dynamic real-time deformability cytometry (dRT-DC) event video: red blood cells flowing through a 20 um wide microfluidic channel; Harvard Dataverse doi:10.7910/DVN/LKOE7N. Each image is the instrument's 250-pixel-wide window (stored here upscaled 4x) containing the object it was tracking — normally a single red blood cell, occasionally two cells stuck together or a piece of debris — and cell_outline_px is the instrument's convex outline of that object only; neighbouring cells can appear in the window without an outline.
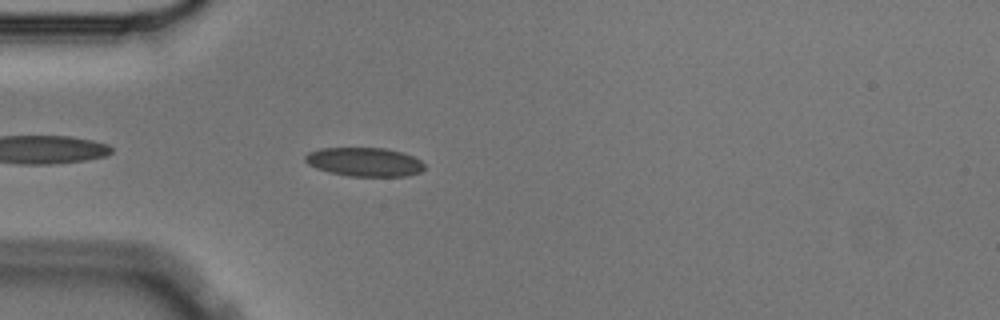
{"species": "Egyptian fruit bat (a non-hibernating species)", "species_latin": "Rousettus aegyptiacus", "temperature_condition": "cold", "stored_images_in_passage": 44, "camera_frame_rate_fps": 3000, "um_per_image_px": 0.085, "animal": {"sex": "male"}, "frame": {"image": 1, "passage_image": 4, "time_ms": 1.0, "image_size_px": [1000, 320], "cell_outline_px": [[424, 168], [420, 172], [408, 176], [348, 176], [328, 172], [316, 168], [308, 164], [304, 160], [304, 156], [308, 152], [320, 148], [384, 148], [400, 152], [412, 156], [420, 160], [424, 164]], "centroid_in_image_um": [30.95, 13.77], "position_along_channel_um": 54.1, "area_um2": 20.06}}
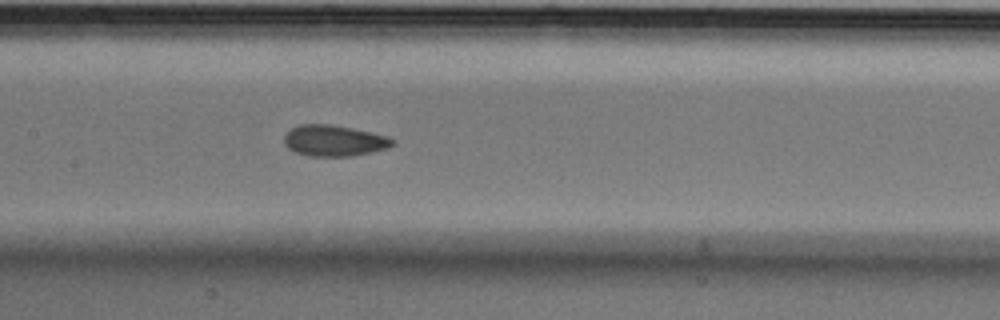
{"frame": {"image": 2, "passage_image": 15, "time_ms": 4.667, "image_size_px": [1000, 320], "cell_outline_px": [[396, 144], [388, 148], [372, 152], [352, 156], [308, 156], [296, 152], [288, 148], [284, 144], [284, 136], [292, 128], [300, 124], [332, 124], [352, 128], [388, 136], [396, 140]], "centroid_in_image_um": [28.43, 11.96], "position_along_channel_um": 179.0, "area_um2": 19.77}}
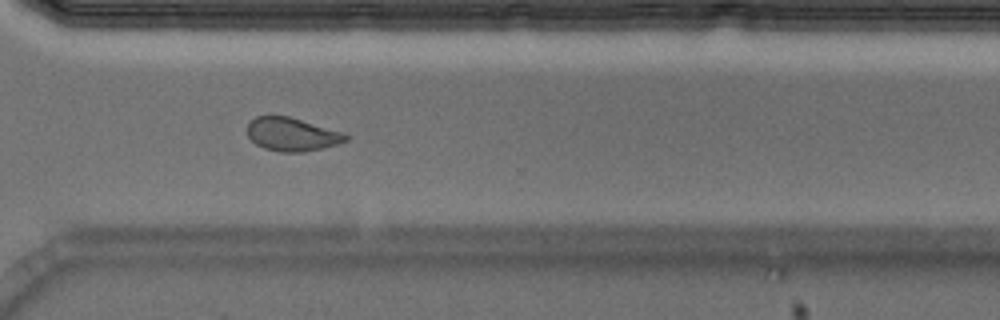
{"frame": {"image": 3, "passage_image": 29, "time_ms": 9.333, "image_size_px": [1000, 320], "cell_outline_px": [[348, 140], [324, 148], [304, 152], [280, 152], [264, 148], [256, 144], [248, 136], [248, 120], [256, 116], [288, 116], [344, 132], [348, 136]], "centroid_in_image_um": [24.81, 11.42], "position_along_channel_um": 345.8, "area_um2": 19.19}, "authors_computed_cell_mechanics": {"area_um2": 19.9699, "velocity_mm_per_s": 3.5851, "shape_relaxation_time_tau1_ms": 8.1868, "shape_relaxation_time_tau2_ms": 2.3126, "deformation_change_tau1": 0.1561, "deformation_change_tau2": 0.0593}}